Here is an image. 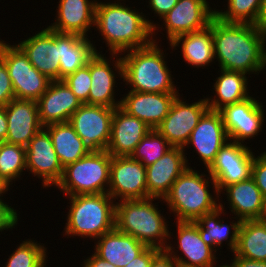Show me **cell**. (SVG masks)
<instances>
[{
  "mask_svg": "<svg viewBox=\"0 0 266 267\" xmlns=\"http://www.w3.org/2000/svg\"><path fill=\"white\" fill-rule=\"evenodd\" d=\"M14 98V89L8 69L0 58V106H6Z\"/></svg>",
  "mask_w": 266,
  "mask_h": 267,
  "instance_id": "ab89813d",
  "label": "cell"
},
{
  "mask_svg": "<svg viewBox=\"0 0 266 267\" xmlns=\"http://www.w3.org/2000/svg\"><path fill=\"white\" fill-rule=\"evenodd\" d=\"M179 267H187V266H179ZM194 267H197V266H194ZM208 267H215V266H208Z\"/></svg>",
  "mask_w": 266,
  "mask_h": 267,
  "instance_id": "f5cc1de1",
  "label": "cell"
},
{
  "mask_svg": "<svg viewBox=\"0 0 266 267\" xmlns=\"http://www.w3.org/2000/svg\"><path fill=\"white\" fill-rule=\"evenodd\" d=\"M114 109L85 103L70 117L68 122L91 151L107 150Z\"/></svg>",
  "mask_w": 266,
  "mask_h": 267,
  "instance_id": "30bf717a",
  "label": "cell"
},
{
  "mask_svg": "<svg viewBox=\"0 0 266 267\" xmlns=\"http://www.w3.org/2000/svg\"><path fill=\"white\" fill-rule=\"evenodd\" d=\"M91 42L89 38L78 34L60 33L59 80L84 67L98 52Z\"/></svg>",
  "mask_w": 266,
  "mask_h": 267,
  "instance_id": "f546056e",
  "label": "cell"
},
{
  "mask_svg": "<svg viewBox=\"0 0 266 267\" xmlns=\"http://www.w3.org/2000/svg\"><path fill=\"white\" fill-rule=\"evenodd\" d=\"M234 254L245 259L266 262V222L262 219L243 220Z\"/></svg>",
  "mask_w": 266,
  "mask_h": 267,
  "instance_id": "d6a6232c",
  "label": "cell"
},
{
  "mask_svg": "<svg viewBox=\"0 0 266 267\" xmlns=\"http://www.w3.org/2000/svg\"><path fill=\"white\" fill-rule=\"evenodd\" d=\"M255 25L259 30L266 34V0L261 1L260 10Z\"/></svg>",
  "mask_w": 266,
  "mask_h": 267,
  "instance_id": "7dc6e473",
  "label": "cell"
},
{
  "mask_svg": "<svg viewBox=\"0 0 266 267\" xmlns=\"http://www.w3.org/2000/svg\"><path fill=\"white\" fill-rule=\"evenodd\" d=\"M262 0H227V10H215V17L226 23L255 24Z\"/></svg>",
  "mask_w": 266,
  "mask_h": 267,
  "instance_id": "8d00e7d4",
  "label": "cell"
},
{
  "mask_svg": "<svg viewBox=\"0 0 266 267\" xmlns=\"http://www.w3.org/2000/svg\"><path fill=\"white\" fill-rule=\"evenodd\" d=\"M159 198L121 200L115 203V228L146 247L165 250L171 237L165 217L152 203Z\"/></svg>",
  "mask_w": 266,
  "mask_h": 267,
  "instance_id": "3957f363",
  "label": "cell"
},
{
  "mask_svg": "<svg viewBox=\"0 0 266 267\" xmlns=\"http://www.w3.org/2000/svg\"><path fill=\"white\" fill-rule=\"evenodd\" d=\"M63 81L69 86L82 104H88V96L91 88L90 59L84 67L68 75Z\"/></svg>",
  "mask_w": 266,
  "mask_h": 267,
  "instance_id": "74e56055",
  "label": "cell"
},
{
  "mask_svg": "<svg viewBox=\"0 0 266 267\" xmlns=\"http://www.w3.org/2000/svg\"><path fill=\"white\" fill-rule=\"evenodd\" d=\"M212 212L204 214L197 222V228L201 239L217 252L216 247H220L223 241H228L229 249L234 253L238 243V231L241 225V220L232 221L230 225L224 223V220L219 216L223 214V204ZM219 218V219H218ZM232 228V229H231ZM232 231V232H231ZM232 234V235H231ZM228 238H230L228 240Z\"/></svg>",
  "mask_w": 266,
  "mask_h": 267,
  "instance_id": "f1b7e54d",
  "label": "cell"
},
{
  "mask_svg": "<svg viewBox=\"0 0 266 267\" xmlns=\"http://www.w3.org/2000/svg\"><path fill=\"white\" fill-rule=\"evenodd\" d=\"M114 2H97L95 9L94 26L105 39L110 54H125L149 45L160 27L146 19L142 12L122 5L118 0Z\"/></svg>",
  "mask_w": 266,
  "mask_h": 267,
  "instance_id": "7a4b0ae2",
  "label": "cell"
},
{
  "mask_svg": "<svg viewBox=\"0 0 266 267\" xmlns=\"http://www.w3.org/2000/svg\"><path fill=\"white\" fill-rule=\"evenodd\" d=\"M0 196V232L8 229L15 228L18 224V215L13 207L9 206L8 203L4 202Z\"/></svg>",
  "mask_w": 266,
  "mask_h": 267,
  "instance_id": "60d3db41",
  "label": "cell"
},
{
  "mask_svg": "<svg viewBox=\"0 0 266 267\" xmlns=\"http://www.w3.org/2000/svg\"><path fill=\"white\" fill-rule=\"evenodd\" d=\"M266 34L255 24L226 23L213 18L214 59L220 69L259 74L266 69Z\"/></svg>",
  "mask_w": 266,
  "mask_h": 267,
  "instance_id": "6da1fadb",
  "label": "cell"
},
{
  "mask_svg": "<svg viewBox=\"0 0 266 267\" xmlns=\"http://www.w3.org/2000/svg\"><path fill=\"white\" fill-rule=\"evenodd\" d=\"M26 171V147L7 142L0 143V176L9 184Z\"/></svg>",
  "mask_w": 266,
  "mask_h": 267,
  "instance_id": "836d02e7",
  "label": "cell"
},
{
  "mask_svg": "<svg viewBox=\"0 0 266 267\" xmlns=\"http://www.w3.org/2000/svg\"><path fill=\"white\" fill-rule=\"evenodd\" d=\"M256 186L260 189L263 197L266 199V152L256 156L253 159L252 174Z\"/></svg>",
  "mask_w": 266,
  "mask_h": 267,
  "instance_id": "f35d334b",
  "label": "cell"
},
{
  "mask_svg": "<svg viewBox=\"0 0 266 267\" xmlns=\"http://www.w3.org/2000/svg\"><path fill=\"white\" fill-rule=\"evenodd\" d=\"M229 210L234 213V219H262L265 210V198L252 177L244 181L226 186Z\"/></svg>",
  "mask_w": 266,
  "mask_h": 267,
  "instance_id": "484cf974",
  "label": "cell"
},
{
  "mask_svg": "<svg viewBox=\"0 0 266 267\" xmlns=\"http://www.w3.org/2000/svg\"><path fill=\"white\" fill-rule=\"evenodd\" d=\"M262 104L251 96L220 110L229 140L243 144L262 131L265 119Z\"/></svg>",
  "mask_w": 266,
  "mask_h": 267,
  "instance_id": "4fadbf2b",
  "label": "cell"
},
{
  "mask_svg": "<svg viewBox=\"0 0 266 267\" xmlns=\"http://www.w3.org/2000/svg\"><path fill=\"white\" fill-rule=\"evenodd\" d=\"M82 267H115L113 264L109 263L98 257L95 253L84 260Z\"/></svg>",
  "mask_w": 266,
  "mask_h": 267,
  "instance_id": "bcb514c9",
  "label": "cell"
},
{
  "mask_svg": "<svg viewBox=\"0 0 266 267\" xmlns=\"http://www.w3.org/2000/svg\"><path fill=\"white\" fill-rule=\"evenodd\" d=\"M220 72L221 75L216 78L213 86L216 97L205 98L210 110L220 111L227 105L239 103L251 97L247 88L246 74L223 69Z\"/></svg>",
  "mask_w": 266,
  "mask_h": 267,
  "instance_id": "4dcf8cb0",
  "label": "cell"
},
{
  "mask_svg": "<svg viewBox=\"0 0 266 267\" xmlns=\"http://www.w3.org/2000/svg\"><path fill=\"white\" fill-rule=\"evenodd\" d=\"M112 58H116L115 63L111 64L115 68L116 73L102 53L95 52L90 58V75H91V88L88 96V104L105 106L109 108L119 107L121 99L115 100V79L117 76L123 78V63L121 54H111ZM117 56V57H116ZM119 57V58H118ZM118 71V72H117ZM116 76V77H115Z\"/></svg>",
  "mask_w": 266,
  "mask_h": 267,
  "instance_id": "d6986e66",
  "label": "cell"
},
{
  "mask_svg": "<svg viewBox=\"0 0 266 267\" xmlns=\"http://www.w3.org/2000/svg\"><path fill=\"white\" fill-rule=\"evenodd\" d=\"M262 220L264 222H266V199H265V210H264V214H263Z\"/></svg>",
  "mask_w": 266,
  "mask_h": 267,
  "instance_id": "f907efd6",
  "label": "cell"
},
{
  "mask_svg": "<svg viewBox=\"0 0 266 267\" xmlns=\"http://www.w3.org/2000/svg\"><path fill=\"white\" fill-rule=\"evenodd\" d=\"M254 157L248 146L231 140L219 150L206 171L215 180L220 194L226 186L251 177Z\"/></svg>",
  "mask_w": 266,
  "mask_h": 267,
  "instance_id": "9c48e42d",
  "label": "cell"
},
{
  "mask_svg": "<svg viewBox=\"0 0 266 267\" xmlns=\"http://www.w3.org/2000/svg\"><path fill=\"white\" fill-rule=\"evenodd\" d=\"M149 8L161 19L174 8L178 0H149Z\"/></svg>",
  "mask_w": 266,
  "mask_h": 267,
  "instance_id": "7bdbcfd3",
  "label": "cell"
},
{
  "mask_svg": "<svg viewBox=\"0 0 266 267\" xmlns=\"http://www.w3.org/2000/svg\"><path fill=\"white\" fill-rule=\"evenodd\" d=\"M179 96L175 98L169 113L156 127V130L173 147L183 148L200 118L209 108L206 99L189 104L181 100Z\"/></svg>",
  "mask_w": 266,
  "mask_h": 267,
  "instance_id": "7c38bea8",
  "label": "cell"
},
{
  "mask_svg": "<svg viewBox=\"0 0 266 267\" xmlns=\"http://www.w3.org/2000/svg\"><path fill=\"white\" fill-rule=\"evenodd\" d=\"M228 141L230 140L220 111L208 109L193 129L183 150L186 151L185 148L189 144L194 146L197 155L201 158L200 160L208 169L215 161L219 150Z\"/></svg>",
  "mask_w": 266,
  "mask_h": 267,
  "instance_id": "e0dca14e",
  "label": "cell"
},
{
  "mask_svg": "<svg viewBox=\"0 0 266 267\" xmlns=\"http://www.w3.org/2000/svg\"><path fill=\"white\" fill-rule=\"evenodd\" d=\"M172 147L162 134L156 129H152L138 143L130 157L148 167L160 159Z\"/></svg>",
  "mask_w": 266,
  "mask_h": 267,
  "instance_id": "e575fe53",
  "label": "cell"
},
{
  "mask_svg": "<svg viewBox=\"0 0 266 267\" xmlns=\"http://www.w3.org/2000/svg\"><path fill=\"white\" fill-rule=\"evenodd\" d=\"M7 136V118L5 106H0V143L5 142Z\"/></svg>",
  "mask_w": 266,
  "mask_h": 267,
  "instance_id": "c3c4849f",
  "label": "cell"
},
{
  "mask_svg": "<svg viewBox=\"0 0 266 267\" xmlns=\"http://www.w3.org/2000/svg\"><path fill=\"white\" fill-rule=\"evenodd\" d=\"M214 17L215 9L206 0H178L162 19L170 43L180 35L206 28Z\"/></svg>",
  "mask_w": 266,
  "mask_h": 267,
  "instance_id": "9a60e30c",
  "label": "cell"
},
{
  "mask_svg": "<svg viewBox=\"0 0 266 267\" xmlns=\"http://www.w3.org/2000/svg\"><path fill=\"white\" fill-rule=\"evenodd\" d=\"M7 136L5 142L26 147L43 128L37 102L14 98L5 106Z\"/></svg>",
  "mask_w": 266,
  "mask_h": 267,
  "instance_id": "7402d4cb",
  "label": "cell"
},
{
  "mask_svg": "<svg viewBox=\"0 0 266 267\" xmlns=\"http://www.w3.org/2000/svg\"><path fill=\"white\" fill-rule=\"evenodd\" d=\"M107 193L115 201L146 199V167L130 156H112Z\"/></svg>",
  "mask_w": 266,
  "mask_h": 267,
  "instance_id": "8fae6325",
  "label": "cell"
},
{
  "mask_svg": "<svg viewBox=\"0 0 266 267\" xmlns=\"http://www.w3.org/2000/svg\"><path fill=\"white\" fill-rule=\"evenodd\" d=\"M5 42L0 40V58L8 69L15 98L37 101L52 80L40 73L17 45Z\"/></svg>",
  "mask_w": 266,
  "mask_h": 267,
  "instance_id": "ba28073f",
  "label": "cell"
},
{
  "mask_svg": "<svg viewBox=\"0 0 266 267\" xmlns=\"http://www.w3.org/2000/svg\"><path fill=\"white\" fill-rule=\"evenodd\" d=\"M67 236L98 239L115 228V201L108 193L68 196Z\"/></svg>",
  "mask_w": 266,
  "mask_h": 267,
  "instance_id": "8992f818",
  "label": "cell"
},
{
  "mask_svg": "<svg viewBox=\"0 0 266 267\" xmlns=\"http://www.w3.org/2000/svg\"><path fill=\"white\" fill-rule=\"evenodd\" d=\"M111 155L106 151H90L76 162L63 168L55 187L66 196L107 193Z\"/></svg>",
  "mask_w": 266,
  "mask_h": 267,
  "instance_id": "52a82bcc",
  "label": "cell"
},
{
  "mask_svg": "<svg viewBox=\"0 0 266 267\" xmlns=\"http://www.w3.org/2000/svg\"><path fill=\"white\" fill-rule=\"evenodd\" d=\"M26 170L42 179L43 188L56 186L62 178L63 167L54 150L51 136L44 127L26 146Z\"/></svg>",
  "mask_w": 266,
  "mask_h": 267,
  "instance_id": "5bb4252c",
  "label": "cell"
},
{
  "mask_svg": "<svg viewBox=\"0 0 266 267\" xmlns=\"http://www.w3.org/2000/svg\"><path fill=\"white\" fill-rule=\"evenodd\" d=\"M156 40L141 48L126 51L123 63V81L130 91L152 93H178L171 71L164 61L165 54Z\"/></svg>",
  "mask_w": 266,
  "mask_h": 267,
  "instance_id": "277c9868",
  "label": "cell"
},
{
  "mask_svg": "<svg viewBox=\"0 0 266 267\" xmlns=\"http://www.w3.org/2000/svg\"><path fill=\"white\" fill-rule=\"evenodd\" d=\"M10 185L0 176V196L10 190ZM3 193V194H2Z\"/></svg>",
  "mask_w": 266,
  "mask_h": 267,
  "instance_id": "681fc988",
  "label": "cell"
},
{
  "mask_svg": "<svg viewBox=\"0 0 266 267\" xmlns=\"http://www.w3.org/2000/svg\"><path fill=\"white\" fill-rule=\"evenodd\" d=\"M179 44H181L182 56L187 64L197 68L208 66L214 59L213 19L206 28L180 35L169 43L174 50L180 46Z\"/></svg>",
  "mask_w": 266,
  "mask_h": 267,
  "instance_id": "83f0119b",
  "label": "cell"
},
{
  "mask_svg": "<svg viewBox=\"0 0 266 267\" xmlns=\"http://www.w3.org/2000/svg\"><path fill=\"white\" fill-rule=\"evenodd\" d=\"M44 128L51 136L54 150L63 168L91 151L69 122L51 124Z\"/></svg>",
  "mask_w": 266,
  "mask_h": 267,
  "instance_id": "1f68e13d",
  "label": "cell"
},
{
  "mask_svg": "<svg viewBox=\"0 0 266 267\" xmlns=\"http://www.w3.org/2000/svg\"><path fill=\"white\" fill-rule=\"evenodd\" d=\"M219 267H230V265H219Z\"/></svg>",
  "mask_w": 266,
  "mask_h": 267,
  "instance_id": "816d5d0a",
  "label": "cell"
},
{
  "mask_svg": "<svg viewBox=\"0 0 266 267\" xmlns=\"http://www.w3.org/2000/svg\"><path fill=\"white\" fill-rule=\"evenodd\" d=\"M150 267H179V266L166 250H161L152 259Z\"/></svg>",
  "mask_w": 266,
  "mask_h": 267,
  "instance_id": "ee69618b",
  "label": "cell"
},
{
  "mask_svg": "<svg viewBox=\"0 0 266 267\" xmlns=\"http://www.w3.org/2000/svg\"><path fill=\"white\" fill-rule=\"evenodd\" d=\"M46 247L35 240H25L9 256L5 267H45Z\"/></svg>",
  "mask_w": 266,
  "mask_h": 267,
  "instance_id": "d590c367",
  "label": "cell"
},
{
  "mask_svg": "<svg viewBox=\"0 0 266 267\" xmlns=\"http://www.w3.org/2000/svg\"><path fill=\"white\" fill-rule=\"evenodd\" d=\"M161 250L147 247L141 254L134 258L124 267H150L152 259L160 252Z\"/></svg>",
  "mask_w": 266,
  "mask_h": 267,
  "instance_id": "b9f144b4",
  "label": "cell"
},
{
  "mask_svg": "<svg viewBox=\"0 0 266 267\" xmlns=\"http://www.w3.org/2000/svg\"><path fill=\"white\" fill-rule=\"evenodd\" d=\"M29 62L50 80H59L60 33L48 27L16 44Z\"/></svg>",
  "mask_w": 266,
  "mask_h": 267,
  "instance_id": "2e32d148",
  "label": "cell"
},
{
  "mask_svg": "<svg viewBox=\"0 0 266 267\" xmlns=\"http://www.w3.org/2000/svg\"><path fill=\"white\" fill-rule=\"evenodd\" d=\"M192 167H187L171 186L169 193L164 197L171 212L176 215L177 221H197L204 214L217 209L220 196L215 180L209 175L200 174ZM210 179V180H209ZM209 183L213 185L216 198L209 192ZM219 195V196H218Z\"/></svg>",
  "mask_w": 266,
  "mask_h": 267,
  "instance_id": "5b68a950",
  "label": "cell"
},
{
  "mask_svg": "<svg viewBox=\"0 0 266 267\" xmlns=\"http://www.w3.org/2000/svg\"><path fill=\"white\" fill-rule=\"evenodd\" d=\"M95 243V254L115 267H124L147 247L129 234L116 228L103 234Z\"/></svg>",
  "mask_w": 266,
  "mask_h": 267,
  "instance_id": "4316f807",
  "label": "cell"
},
{
  "mask_svg": "<svg viewBox=\"0 0 266 267\" xmlns=\"http://www.w3.org/2000/svg\"><path fill=\"white\" fill-rule=\"evenodd\" d=\"M39 120L43 127L66 123L82 105L63 80L51 81L47 90L36 101Z\"/></svg>",
  "mask_w": 266,
  "mask_h": 267,
  "instance_id": "44dd1931",
  "label": "cell"
},
{
  "mask_svg": "<svg viewBox=\"0 0 266 267\" xmlns=\"http://www.w3.org/2000/svg\"><path fill=\"white\" fill-rule=\"evenodd\" d=\"M96 3L97 0H59L56 22L47 27L57 33L88 37L87 31L95 25Z\"/></svg>",
  "mask_w": 266,
  "mask_h": 267,
  "instance_id": "d4e9b609",
  "label": "cell"
},
{
  "mask_svg": "<svg viewBox=\"0 0 266 267\" xmlns=\"http://www.w3.org/2000/svg\"><path fill=\"white\" fill-rule=\"evenodd\" d=\"M233 256L234 259H231L232 263H230V267H266L265 261L249 260L240 256H236L235 254Z\"/></svg>",
  "mask_w": 266,
  "mask_h": 267,
  "instance_id": "f6af8a7d",
  "label": "cell"
},
{
  "mask_svg": "<svg viewBox=\"0 0 266 267\" xmlns=\"http://www.w3.org/2000/svg\"><path fill=\"white\" fill-rule=\"evenodd\" d=\"M183 148L172 147L155 163L146 167L147 198H162L183 171L190 167Z\"/></svg>",
  "mask_w": 266,
  "mask_h": 267,
  "instance_id": "ffe728a7",
  "label": "cell"
},
{
  "mask_svg": "<svg viewBox=\"0 0 266 267\" xmlns=\"http://www.w3.org/2000/svg\"><path fill=\"white\" fill-rule=\"evenodd\" d=\"M179 93H152L129 91L122 97L120 107L128 114L137 117L150 128L156 127L167 116Z\"/></svg>",
  "mask_w": 266,
  "mask_h": 267,
  "instance_id": "603a6c76",
  "label": "cell"
},
{
  "mask_svg": "<svg viewBox=\"0 0 266 267\" xmlns=\"http://www.w3.org/2000/svg\"><path fill=\"white\" fill-rule=\"evenodd\" d=\"M142 120L128 114L120 106L114 109L107 152L111 156H130L138 143L150 132Z\"/></svg>",
  "mask_w": 266,
  "mask_h": 267,
  "instance_id": "cb8c5ba5",
  "label": "cell"
},
{
  "mask_svg": "<svg viewBox=\"0 0 266 267\" xmlns=\"http://www.w3.org/2000/svg\"><path fill=\"white\" fill-rule=\"evenodd\" d=\"M178 247L184 258L178 255L172 244L167 245L166 251L177 262L178 266L208 267L215 266L217 257L215 249L208 246L200 237L196 221H176ZM172 245V246H171ZM174 253V254H173Z\"/></svg>",
  "mask_w": 266,
  "mask_h": 267,
  "instance_id": "ac0fdd59",
  "label": "cell"
}]
</instances>
